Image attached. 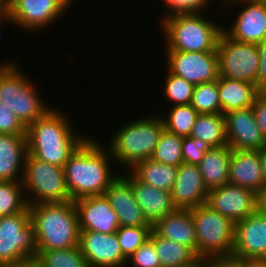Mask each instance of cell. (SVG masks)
Listing matches in <instances>:
<instances>
[{
    "label": "cell",
    "mask_w": 266,
    "mask_h": 267,
    "mask_svg": "<svg viewBox=\"0 0 266 267\" xmlns=\"http://www.w3.org/2000/svg\"><path fill=\"white\" fill-rule=\"evenodd\" d=\"M91 136H87L64 165L66 183L72 201L104 194L120 172L126 173L119 170L115 174L113 170L115 161L110 151L102 141Z\"/></svg>",
    "instance_id": "cell-1"
},
{
    "label": "cell",
    "mask_w": 266,
    "mask_h": 267,
    "mask_svg": "<svg viewBox=\"0 0 266 267\" xmlns=\"http://www.w3.org/2000/svg\"><path fill=\"white\" fill-rule=\"evenodd\" d=\"M67 112L51 108L26 128L28 154L35 158L64 167L70 155L87 138L76 133V128Z\"/></svg>",
    "instance_id": "cell-2"
},
{
    "label": "cell",
    "mask_w": 266,
    "mask_h": 267,
    "mask_svg": "<svg viewBox=\"0 0 266 267\" xmlns=\"http://www.w3.org/2000/svg\"><path fill=\"white\" fill-rule=\"evenodd\" d=\"M37 251L79 246L80 228L74 201L29 205Z\"/></svg>",
    "instance_id": "cell-3"
},
{
    "label": "cell",
    "mask_w": 266,
    "mask_h": 267,
    "mask_svg": "<svg viewBox=\"0 0 266 267\" xmlns=\"http://www.w3.org/2000/svg\"><path fill=\"white\" fill-rule=\"evenodd\" d=\"M117 129L112 132V135L110 134L108 142L106 141L108 144L105 146L110 151L116 167L120 165L118 166L120 169L123 167L124 170L125 167L127 171L137 162L152 156L164 124L156 112V114H148L146 117L140 116L134 120L131 119Z\"/></svg>",
    "instance_id": "cell-4"
},
{
    "label": "cell",
    "mask_w": 266,
    "mask_h": 267,
    "mask_svg": "<svg viewBox=\"0 0 266 267\" xmlns=\"http://www.w3.org/2000/svg\"><path fill=\"white\" fill-rule=\"evenodd\" d=\"M209 17L203 12L178 13L160 18L165 51H217L216 46L223 25L217 24L218 21L215 22Z\"/></svg>",
    "instance_id": "cell-5"
},
{
    "label": "cell",
    "mask_w": 266,
    "mask_h": 267,
    "mask_svg": "<svg viewBox=\"0 0 266 267\" xmlns=\"http://www.w3.org/2000/svg\"><path fill=\"white\" fill-rule=\"evenodd\" d=\"M19 63L0 66V103L27 128L52 107ZM38 88V89H37Z\"/></svg>",
    "instance_id": "cell-6"
},
{
    "label": "cell",
    "mask_w": 266,
    "mask_h": 267,
    "mask_svg": "<svg viewBox=\"0 0 266 267\" xmlns=\"http://www.w3.org/2000/svg\"><path fill=\"white\" fill-rule=\"evenodd\" d=\"M197 240V258L232 256L235 223L202 204L191 209Z\"/></svg>",
    "instance_id": "cell-7"
},
{
    "label": "cell",
    "mask_w": 266,
    "mask_h": 267,
    "mask_svg": "<svg viewBox=\"0 0 266 267\" xmlns=\"http://www.w3.org/2000/svg\"><path fill=\"white\" fill-rule=\"evenodd\" d=\"M22 185L28 205L72 201L64 167L43 162L27 154Z\"/></svg>",
    "instance_id": "cell-8"
},
{
    "label": "cell",
    "mask_w": 266,
    "mask_h": 267,
    "mask_svg": "<svg viewBox=\"0 0 266 267\" xmlns=\"http://www.w3.org/2000/svg\"><path fill=\"white\" fill-rule=\"evenodd\" d=\"M216 50L220 77L245 81L256 86L260 62L257 44L233 40L222 31Z\"/></svg>",
    "instance_id": "cell-9"
},
{
    "label": "cell",
    "mask_w": 266,
    "mask_h": 267,
    "mask_svg": "<svg viewBox=\"0 0 266 267\" xmlns=\"http://www.w3.org/2000/svg\"><path fill=\"white\" fill-rule=\"evenodd\" d=\"M37 248L29 207L10 216L0 217V264L35 259Z\"/></svg>",
    "instance_id": "cell-10"
},
{
    "label": "cell",
    "mask_w": 266,
    "mask_h": 267,
    "mask_svg": "<svg viewBox=\"0 0 266 267\" xmlns=\"http://www.w3.org/2000/svg\"><path fill=\"white\" fill-rule=\"evenodd\" d=\"M75 0H12L7 8L13 26L28 33L41 32L61 17ZM33 31V32H32ZM35 31V32H34Z\"/></svg>",
    "instance_id": "cell-11"
},
{
    "label": "cell",
    "mask_w": 266,
    "mask_h": 267,
    "mask_svg": "<svg viewBox=\"0 0 266 267\" xmlns=\"http://www.w3.org/2000/svg\"><path fill=\"white\" fill-rule=\"evenodd\" d=\"M220 3L222 9L224 5L227 8L239 5L241 10L236 12L238 14L229 26H223V31L229 37L250 44H258L266 39V0H222Z\"/></svg>",
    "instance_id": "cell-12"
},
{
    "label": "cell",
    "mask_w": 266,
    "mask_h": 267,
    "mask_svg": "<svg viewBox=\"0 0 266 267\" xmlns=\"http://www.w3.org/2000/svg\"><path fill=\"white\" fill-rule=\"evenodd\" d=\"M166 66L172 74L184 78L193 85L218 80L217 51L184 52L166 51Z\"/></svg>",
    "instance_id": "cell-13"
},
{
    "label": "cell",
    "mask_w": 266,
    "mask_h": 267,
    "mask_svg": "<svg viewBox=\"0 0 266 267\" xmlns=\"http://www.w3.org/2000/svg\"><path fill=\"white\" fill-rule=\"evenodd\" d=\"M206 204L236 223L258 210V194L248 188L228 183L209 190Z\"/></svg>",
    "instance_id": "cell-14"
},
{
    "label": "cell",
    "mask_w": 266,
    "mask_h": 267,
    "mask_svg": "<svg viewBox=\"0 0 266 267\" xmlns=\"http://www.w3.org/2000/svg\"><path fill=\"white\" fill-rule=\"evenodd\" d=\"M232 256L245 261L266 260V215L259 209L235 223Z\"/></svg>",
    "instance_id": "cell-15"
},
{
    "label": "cell",
    "mask_w": 266,
    "mask_h": 267,
    "mask_svg": "<svg viewBox=\"0 0 266 267\" xmlns=\"http://www.w3.org/2000/svg\"><path fill=\"white\" fill-rule=\"evenodd\" d=\"M79 247L89 267H125L127 258L121 251L116 232L80 230Z\"/></svg>",
    "instance_id": "cell-16"
},
{
    "label": "cell",
    "mask_w": 266,
    "mask_h": 267,
    "mask_svg": "<svg viewBox=\"0 0 266 267\" xmlns=\"http://www.w3.org/2000/svg\"><path fill=\"white\" fill-rule=\"evenodd\" d=\"M228 146L236 150L260 151L266 139L256 124L251 107L224 114Z\"/></svg>",
    "instance_id": "cell-17"
},
{
    "label": "cell",
    "mask_w": 266,
    "mask_h": 267,
    "mask_svg": "<svg viewBox=\"0 0 266 267\" xmlns=\"http://www.w3.org/2000/svg\"><path fill=\"white\" fill-rule=\"evenodd\" d=\"M80 230L113 234L119 228V220L104 194L77 199Z\"/></svg>",
    "instance_id": "cell-18"
},
{
    "label": "cell",
    "mask_w": 266,
    "mask_h": 267,
    "mask_svg": "<svg viewBox=\"0 0 266 267\" xmlns=\"http://www.w3.org/2000/svg\"><path fill=\"white\" fill-rule=\"evenodd\" d=\"M208 190L204 186L198 165L182 163L171 190L176 209L191 210L206 203Z\"/></svg>",
    "instance_id": "cell-19"
},
{
    "label": "cell",
    "mask_w": 266,
    "mask_h": 267,
    "mask_svg": "<svg viewBox=\"0 0 266 267\" xmlns=\"http://www.w3.org/2000/svg\"><path fill=\"white\" fill-rule=\"evenodd\" d=\"M121 174L104 192L109 204L118 216L119 226H152L143 216L131 184Z\"/></svg>",
    "instance_id": "cell-20"
},
{
    "label": "cell",
    "mask_w": 266,
    "mask_h": 267,
    "mask_svg": "<svg viewBox=\"0 0 266 267\" xmlns=\"http://www.w3.org/2000/svg\"><path fill=\"white\" fill-rule=\"evenodd\" d=\"M127 173L122 175L131 184L136 202L150 225L153 226L158 220L176 209L170 192L139 181L129 170Z\"/></svg>",
    "instance_id": "cell-21"
},
{
    "label": "cell",
    "mask_w": 266,
    "mask_h": 267,
    "mask_svg": "<svg viewBox=\"0 0 266 267\" xmlns=\"http://www.w3.org/2000/svg\"><path fill=\"white\" fill-rule=\"evenodd\" d=\"M229 183L259 194L264 189L259 151L232 149Z\"/></svg>",
    "instance_id": "cell-22"
},
{
    "label": "cell",
    "mask_w": 266,
    "mask_h": 267,
    "mask_svg": "<svg viewBox=\"0 0 266 267\" xmlns=\"http://www.w3.org/2000/svg\"><path fill=\"white\" fill-rule=\"evenodd\" d=\"M27 154L26 135L0 134V181H22Z\"/></svg>",
    "instance_id": "cell-23"
},
{
    "label": "cell",
    "mask_w": 266,
    "mask_h": 267,
    "mask_svg": "<svg viewBox=\"0 0 266 267\" xmlns=\"http://www.w3.org/2000/svg\"><path fill=\"white\" fill-rule=\"evenodd\" d=\"M152 230L159 236L189 247L197 254V240L191 210L175 209L158 220Z\"/></svg>",
    "instance_id": "cell-24"
},
{
    "label": "cell",
    "mask_w": 266,
    "mask_h": 267,
    "mask_svg": "<svg viewBox=\"0 0 266 267\" xmlns=\"http://www.w3.org/2000/svg\"><path fill=\"white\" fill-rule=\"evenodd\" d=\"M232 149L228 146L212 147L198 164L207 190L229 183V165Z\"/></svg>",
    "instance_id": "cell-25"
},
{
    "label": "cell",
    "mask_w": 266,
    "mask_h": 267,
    "mask_svg": "<svg viewBox=\"0 0 266 267\" xmlns=\"http://www.w3.org/2000/svg\"><path fill=\"white\" fill-rule=\"evenodd\" d=\"M258 93L259 90L251 83L218 77V96L223 115L230 111L252 107Z\"/></svg>",
    "instance_id": "cell-26"
},
{
    "label": "cell",
    "mask_w": 266,
    "mask_h": 267,
    "mask_svg": "<svg viewBox=\"0 0 266 267\" xmlns=\"http://www.w3.org/2000/svg\"><path fill=\"white\" fill-rule=\"evenodd\" d=\"M178 168L149 158L137 162L129 171L141 182L157 189L171 192L178 174Z\"/></svg>",
    "instance_id": "cell-27"
},
{
    "label": "cell",
    "mask_w": 266,
    "mask_h": 267,
    "mask_svg": "<svg viewBox=\"0 0 266 267\" xmlns=\"http://www.w3.org/2000/svg\"><path fill=\"white\" fill-rule=\"evenodd\" d=\"M149 239L154 243L161 267H183L197 259L196 254L186 245L161 237L153 230Z\"/></svg>",
    "instance_id": "cell-28"
},
{
    "label": "cell",
    "mask_w": 266,
    "mask_h": 267,
    "mask_svg": "<svg viewBox=\"0 0 266 267\" xmlns=\"http://www.w3.org/2000/svg\"><path fill=\"white\" fill-rule=\"evenodd\" d=\"M190 136L211 147L228 145L224 115L198 114Z\"/></svg>",
    "instance_id": "cell-29"
},
{
    "label": "cell",
    "mask_w": 266,
    "mask_h": 267,
    "mask_svg": "<svg viewBox=\"0 0 266 267\" xmlns=\"http://www.w3.org/2000/svg\"><path fill=\"white\" fill-rule=\"evenodd\" d=\"M167 113L160 111L164 128L181 137L190 136L198 112L189 105L169 106Z\"/></svg>",
    "instance_id": "cell-30"
},
{
    "label": "cell",
    "mask_w": 266,
    "mask_h": 267,
    "mask_svg": "<svg viewBox=\"0 0 266 267\" xmlns=\"http://www.w3.org/2000/svg\"><path fill=\"white\" fill-rule=\"evenodd\" d=\"M36 267H89L80 247L37 251Z\"/></svg>",
    "instance_id": "cell-31"
},
{
    "label": "cell",
    "mask_w": 266,
    "mask_h": 267,
    "mask_svg": "<svg viewBox=\"0 0 266 267\" xmlns=\"http://www.w3.org/2000/svg\"><path fill=\"white\" fill-rule=\"evenodd\" d=\"M28 207L22 181H0V217L24 212Z\"/></svg>",
    "instance_id": "cell-32"
},
{
    "label": "cell",
    "mask_w": 266,
    "mask_h": 267,
    "mask_svg": "<svg viewBox=\"0 0 266 267\" xmlns=\"http://www.w3.org/2000/svg\"><path fill=\"white\" fill-rule=\"evenodd\" d=\"M182 141L183 137L164 128L150 158L165 165L179 167L183 163Z\"/></svg>",
    "instance_id": "cell-33"
},
{
    "label": "cell",
    "mask_w": 266,
    "mask_h": 267,
    "mask_svg": "<svg viewBox=\"0 0 266 267\" xmlns=\"http://www.w3.org/2000/svg\"><path fill=\"white\" fill-rule=\"evenodd\" d=\"M190 105L199 114H222L218 96V80L196 85Z\"/></svg>",
    "instance_id": "cell-34"
},
{
    "label": "cell",
    "mask_w": 266,
    "mask_h": 267,
    "mask_svg": "<svg viewBox=\"0 0 266 267\" xmlns=\"http://www.w3.org/2000/svg\"><path fill=\"white\" fill-rule=\"evenodd\" d=\"M167 72V73H166ZM165 84L162 86V93L167 98L166 102L172 106L189 105L191 103L195 85L184 78L172 74L168 69L165 71ZM173 103V104H172Z\"/></svg>",
    "instance_id": "cell-35"
},
{
    "label": "cell",
    "mask_w": 266,
    "mask_h": 267,
    "mask_svg": "<svg viewBox=\"0 0 266 267\" xmlns=\"http://www.w3.org/2000/svg\"><path fill=\"white\" fill-rule=\"evenodd\" d=\"M152 226H119L116 234L123 255L128 258L150 237Z\"/></svg>",
    "instance_id": "cell-36"
},
{
    "label": "cell",
    "mask_w": 266,
    "mask_h": 267,
    "mask_svg": "<svg viewBox=\"0 0 266 267\" xmlns=\"http://www.w3.org/2000/svg\"><path fill=\"white\" fill-rule=\"evenodd\" d=\"M166 11L163 18L178 13H203L210 10L213 0H161ZM211 4H210V3ZM208 10H207V9ZM167 12V13H166Z\"/></svg>",
    "instance_id": "cell-37"
},
{
    "label": "cell",
    "mask_w": 266,
    "mask_h": 267,
    "mask_svg": "<svg viewBox=\"0 0 266 267\" xmlns=\"http://www.w3.org/2000/svg\"><path fill=\"white\" fill-rule=\"evenodd\" d=\"M125 267H161L154 243L148 239L127 258Z\"/></svg>",
    "instance_id": "cell-38"
},
{
    "label": "cell",
    "mask_w": 266,
    "mask_h": 267,
    "mask_svg": "<svg viewBox=\"0 0 266 267\" xmlns=\"http://www.w3.org/2000/svg\"><path fill=\"white\" fill-rule=\"evenodd\" d=\"M212 147L199 139L191 136L183 137L182 157L183 162L192 165H198L203 159L206 152Z\"/></svg>",
    "instance_id": "cell-39"
},
{
    "label": "cell",
    "mask_w": 266,
    "mask_h": 267,
    "mask_svg": "<svg viewBox=\"0 0 266 267\" xmlns=\"http://www.w3.org/2000/svg\"><path fill=\"white\" fill-rule=\"evenodd\" d=\"M0 134L26 135V127L0 103Z\"/></svg>",
    "instance_id": "cell-40"
},
{
    "label": "cell",
    "mask_w": 266,
    "mask_h": 267,
    "mask_svg": "<svg viewBox=\"0 0 266 267\" xmlns=\"http://www.w3.org/2000/svg\"><path fill=\"white\" fill-rule=\"evenodd\" d=\"M251 108L256 124L266 139V91H259Z\"/></svg>",
    "instance_id": "cell-41"
},
{
    "label": "cell",
    "mask_w": 266,
    "mask_h": 267,
    "mask_svg": "<svg viewBox=\"0 0 266 267\" xmlns=\"http://www.w3.org/2000/svg\"><path fill=\"white\" fill-rule=\"evenodd\" d=\"M259 51V69L256 79V88L259 91H266V39L257 44Z\"/></svg>",
    "instance_id": "cell-42"
},
{
    "label": "cell",
    "mask_w": 266,
    "mask_h": 267,
    "mask_svg": "<svg viewBox=\"0 0 266 267\" xmlns=\"http://www.w3.org/2000/svg\"><path fill=\"white\" fill-rule=\"evenodd\" d=\"M206 267H246V261L233 256L207 258Z\"/></svg>",
    "instance_id": "cell-43"
},
{
    "label": "cell",
    "mask_w": 266,
    "mask_h": 267,
    "mask_svg": "<svg viewBox=\"0 0 266 267\" xmlns=\"http://www.w3.org/2000/svg\"><path fill=\"white\" fill-rule=\"evenodd\" d=\"M5 22L6 23L8 22L11 25L13 24L7 11L0 12V27L5 25ZM2 23H4V24L2 25ZM12 59L11 60L10 59L9 60L6 59L7 61L5 60L4 62H1L2 64L0 63V66H9V65H12V64H15V63L19 62L17 60L15 61L14 58H12Z\"/></svg>",
    "instance_id": "cell-44"
},
{
    "label": "cell",
    "mask_w": 266,
    "mask_h": 267,
    "mask_svg": "<svg viewBox=\"0 0 266 267\" xmlns=\"http://www.w3.org/2000/svg\"><path fill=\"white\" fill-rule=\"evenodd\" d=\"M0 267H36L35 259H25L15 263H1Z\"/></svg>",
    "instance_id": "cell-45"
},
{
    "label": "cell",
    "mask_w": 266,
    "mask_h": 267,
    "mask_svg": "<svg viewBox=\"0 0 266 267\" xmlns=\"http://www.w3.org/2000/svg\"><path fill=\"white\" fill-rule=\"evenodd\" d=\"M264 188H266V147L259 151Z\"/></svg>",
    "instance_id": "cell-46"
},
{
    "label": "cell",
    "mask_w": 266,
    "mask_h": 267,
    "mask_svg": "<svg viewBox=\"0 0 266 267\" xmlns=\"http://www.w3.org/2000/svg\"><path fill=\"white\" fill-rule=\"evenodd\" d=\"M258 209L266 215V188L258 194Z\"/></svg>",
    "instance_id": "cell-47"
},
{
    "label": "cell",
    "mask_w": 266,
    "mask_h": 267,
    "mask_svg": "<svg viewBox=\"0 0 266 267\" xmlns=\"http://www.w3.org/2000/svg\"><path fill=\"white\" fill-rule=\"evenodd\" d=\"M246 267H266V260L246 261Z\"/></svg>",
    "instance_id": "cell-48"
},
{
    "label": "cell",
    "mask_w": 266,
    "mask_h": 267,
    "mask_svg": "<svg viewBox=\"0 0 266 267\" xmlns=\"http://www.w3.org/2000/svg\"><path fill=\"white\" fill-rule=\"evenodd\" d=\"M183 267H206V259L204 258H197L191 264L183 266Z\"/></svg>",
    "instance_id": "cell-49"
},
{
    "label": "cell",
    "mask_w": 266,
    "mask_h": 267,
    "mask_svg": "<svg viewBox=\"0 0 266 267\" xmlns=\"http://www.w3.org/2000/svg\"><path fill=\"white\" fill-rule=\"evenodd\" d=\"M8 5L6 0H0V12L7 11Z\"/></svg>",
    "instance_id": "cell-50"
}]
</instances>
